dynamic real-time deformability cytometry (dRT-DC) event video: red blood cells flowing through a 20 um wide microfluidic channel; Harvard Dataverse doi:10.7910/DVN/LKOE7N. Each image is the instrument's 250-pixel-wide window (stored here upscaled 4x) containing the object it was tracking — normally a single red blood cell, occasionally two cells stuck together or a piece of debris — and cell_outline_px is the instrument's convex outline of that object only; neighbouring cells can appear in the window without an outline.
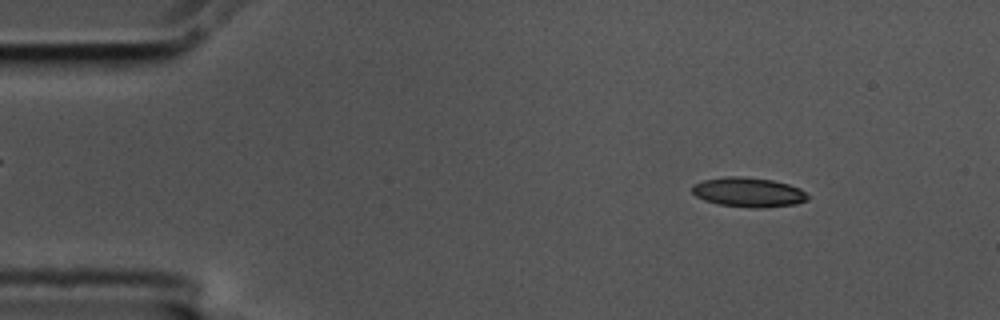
{"species": "common noctule bat (a hibernating species)", "species_latin": "Nyctalus noctula", "temperature_condition": "cold", "stored_images_in_passage": 56, "camera_frame_rate_fps": 3000, "um_per_image_px": 0.085, "animal": {"sex": "male", "body_mass_g": 17.5, "forearm_length_mm": 52.3}, "frame": {"image": 1, "passage_image": 7, "time_ms": 2.0, "image_size_px": [1000, 320], "cell_outline_px": [[808, 200], [796, 204], [760, 208], [752, 208], [720, 204], [704, 200], [696, 196], [692, 192], [692, 184], [704, 180], [728, 176], [744, 176], [772, 180], [788, 184], [800, 188], [808, 196]], "centroid_in_image_um": [63.61, 16.33], "position_along_channel_um": 21.4, "area_um2": 19.88}}
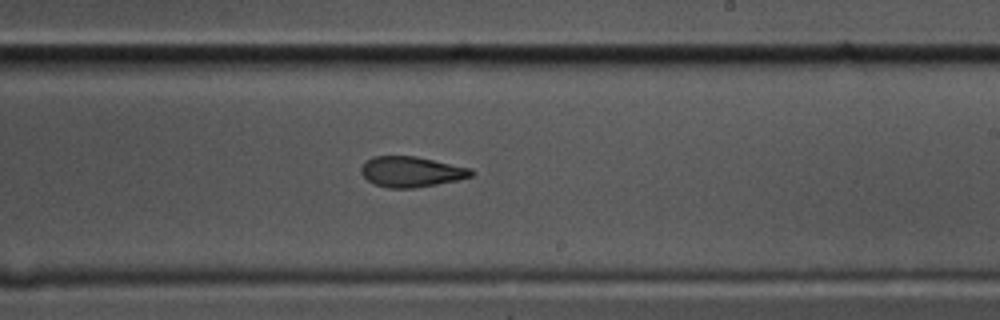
{"frame": {"image": 2, "passage_image": 33, "time_ms": 10.667, "image_size_px": [1000, 320], "cell_outline_px": [[476, 172], [472, 176], [456, 180], [436, 184], [412, 188], [388, 188], [376, 184], [368, 180], [360, 172], [360, 168], [372, 156], [416, 156], [472, 168]], "centroid_in_image_um": [34.98, 14.59], "position_along_channel_um": 254.0, "area_um2": 19.48}}
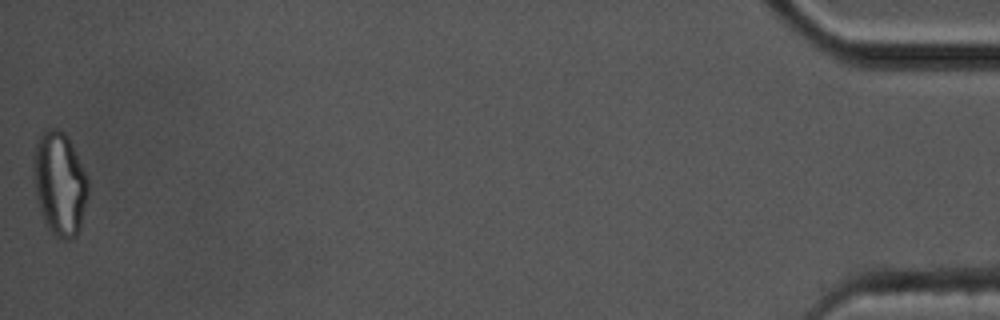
{"frame": {"image": 3, "passage_image": 56, "time_ms": 18.333, "image_size_px": [1000, 320], "cell_outline_px": [[88, 196], [80, 228], [76, 236], [72, 240], [64, 240], [56, 236], [48, 228], [44, 220], [36, 196], [32, 176], [32, 156], [36, 144], [40, 136], [48, 128], [56, 128], [64, 132], [72, 144], [88, 176]], "centroid_in_image_um": [5.07, 15.6], "position_along_channel_um": 430.1, "area_um2": 33.35}, "authors_computed_cell_mechanics": {"area_um2": 20.2878, "velocity_mm_per_s": 3.5653, "shape_relaxation_time_tau1_ms": 5.1394, "shape_relaxation_time_tau2_ms": 2.9441, "deformation_change_tau1": 0.1717, "deformation_change_tau2": 0.1102}}